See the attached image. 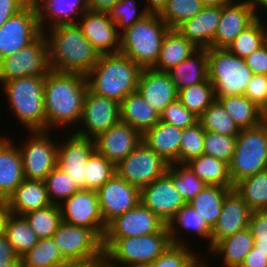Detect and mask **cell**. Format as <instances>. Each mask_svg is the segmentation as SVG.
<instances>
[{
    "label": "cell",
    "instance_id": "cell-25",
    "mask_svg": "<svg viewBox=\"0 0 267 267\" xmlns=\"http://www.w3.org/2000/svg\"><path fill=\"white\" fill-rule=\"evenodd\" d=\"M221 18V6L204 7L176 30L197 49H209Z\"/></svg>",
    "mask_w": 267,
    "mask_h": 267
},
{
    "label": "cell",
    "instance_id": "cell-56",
    "mask_svg": "<svg viewBox=\"0 0 267 267\" xmlns=\"http://www.w3.org/2000/svg\"><path fill=\"white\" fill-rule=\"evenodd\" d=\"M244 60L254 74L267 75V52L262 46Z\"/></svg>",
    "mask_w": 267,
    "mask_h": 267
},
{
    "label": "cell",
    "instance_id": "cell-9",
    "mask_svg": "<svg viewBox=\"0 0 267 267\" xmlns=\"http://www.w3.org/2000/svg\"><path fill=\"white\" fill-rule=\"evenodd\" d=\"M52 238L69 264L89 263L104 256L103 240L93 230L62 221Z\"/></svg>",
    "mask_w": 267,
    "mask_h": 267
},
{
    "label": "cell",
    "instance_id": "cell-39",
    "mask_svg": "<svg viewBox=\"0 0 267 267\" xmlns=\"http://www.w3.org/2000/svg\"><path fill=\"white\" fill-rule=\"evenodd\" d=\"M234 189L252 212L267 210V169L240 180Z\"/></svg>",
    "mask_w": 267,
    "mask_h": 267
},
{
    "label": "cell",
    "instance_id": "cell-69",
    "mask_svg": "<svg viewBox=\"0 0 267 267\" xmlns=\"http://www.w3.org/2000/svg\"><path fill=\"white\" fill-rule=\"evenodd\" d=\"M207 262H203L200 261V259L192 266V267H210V265H208V263L206 264Z\"/></svg>",
    "mask_w": 267,
    "mask_h": 267
},
{
    "label": "cell",
    "instance_id": "cell-57",
    "mask_svg": "<svg viewBox=\"0 0 267 267\" xmlns=\"http://www.w3.org/2000/svg\"><path fill=\"white\" fill-rule=\"evenodd\" d=\"M240 267H267V251L253 247Z\"/></svg>",
    "mask_w": 267,
    "mask_h": 267
},
{
    "label": "cell",
    "instance_id": "cell-27",
    "mask_svg": "<svg viewBox=\"0 0 267 267\" xmlns=\"http://www.w3.org/2000/svg\"><path fill=\"white\" fill-rule=\"evenodd\" d=\"M183 129L159 121L142 135V141L167 163L179 164V152Z\"/></svg>",
    "mask_w": 267,
    "mask_h": 267
},
{
    "label": "cell",
    "instance_id": "cell-52",
    "mask_svg": "<svg viewBox=\"0 0 267 267\" xmlns=\"http://www.w3.org/2000/svg\"><path fill=\"white\" fill-rule=\"evenodd\" d=\"M236 137L205 131L204 153L226 163H230L235 150Z\"/></svg>",
    "mask_w": 267,
    "mask_h": 267
},
{
    "label": "cell",
    "instance_id": "cell-54",
    "mask_svg": "<svg viewBox=\"0 0 267 267\" xmlns=\"http://www.w3.org/2000/svg\"><path fill=\"white\" fill-rule=\"evenodd\" d=\"M248 228L254 238V247L267 251V210L252 212Z\"/></svg>",
    "mask_w": 267,
    "mask_h": 267
},
{
    "label": "cell",
    "instance_id": "cell-15",
    "mask_svg": "<svg viewBox=\"0 0 267 267\" xmlns=\"http://www.w3.org/2000/svg\"><path fill=\"white\" fill-rule=\"evenodd\" d=\"M59 206L63 222L93 230L103 240L107 225L101 215L97 191L81 189Z\"/></svg>",
    "mask_w": 267,
    "mask_h": 267
},
{
    "label": "cell",
    "instance_id": "cell-30",
    "mask_svg": "<svg viewBox=\"0 0 267 267\" xmlns=\"http://www.w3.org/2000/svg\"><path fill=\"white\" fill-rule=\"evenodd\" d=\"M160 121V114L152 108L138 91L130 93L120 102V122L129 124L141 135Z\"/></svg>",
    "mask_w": 267,
    "mask_h": 267
},
{
    "label": "cell",
    "instance_id": "cell-31",
    "mask_svg": "<svg viewBox=\"0 0 267 267\" xmlns=\"http://www.w3.org/2000/svg\"><path fill=\"white\" fill-rule=\"evenodd\" d=\"M178 91L209 79L207 49H197L182 63L167 71Z\"/></svg>",
    "mask_w": 267,
    "mask_h": 267
},
{
    "label": "cell",
    "instance_id": "cell-21",
    "mask_svg": "<svg viewBox=\"0 0 267 267\" xmlns=\"http://www.w3.org/2000/svg\"><path fill=\"white\" fill-rule=\"evenodd\" d=\"M95 151L117 166L142 141V135L129 124L119 122L97 135Z\"/></svg>",
    "mask_w": 267,
    "mask_h": 267
},
{
    "label": "cell",
    "instance_id": "cell-34",
    "mask_svg": "<svg viewBox=\"0 0 267 267\" xmlns=\"http://www.w3.org/2000/svg\"><path fill=\"white\" fill-rule=\"evenodd\" d=\"M197 48L176 29H170L165 35L156 64L158 71H169L191 56Z\"/></svg>",
    "mask_w": 267,
    "mask_h": 267
},
{
    "label": "cell",
    "instance_id": "cell-11",
    "mask_svg": "<svg viewBox=\"0 0 267 267\" xmlns=\"http://www.w3.org/2000/svg\"><path fill=\"white\" fill-rule=\"evenodd\" d=\"M167 163L143 141L116 166V173L140 190L166 174Z\"/></svg>",
    "mask_w": 267,
    "mask_h": 267
},
{
    "label": "cell",
    "instance_id": "cell-20",
    "mask_svg": "<svg viewBox=\"0 0 267 267\" xmlns=\"http://www.w3.org/2000/svg\"><path fill=\"white\" fill-rule=\"evenodd\" d=\"M140 202L166 224L186 204L167 174L140 190Z\"/></svg>",
    "mask_w": 267,
    "mask_h": 267
},
{
    "label": "cell",
    "instance_id": "cell-8",
    "mask_svg": "<svg viewBox=\"0 0 267 267\" xmlns=\"http://www.w3.org/2000/svg\"><path fill=\"white\" fill-rule=\"evenodd\" d=\"M209 80L214 87L215 97L244 95L254 73L245 60L226 48L207 49Z\"/></svg>",
    "mask_w": 267,
    "mask_h": 267
},
{
    "label": "cell",
    "instance_id": "cell-50",
    "mask_svg": "<svg viewBox=\"0 0 267 267\" xmlns=\"http://www.w3.org/2000/svg\"><path fill=\"white\" fill-rule=\"evenodd\" d=\"M136 3V0H120L108 11L120 34L148 15L145 8L138 13Z\"/></svg>",
    "mask_w": 267,
    "mask_h": 267
},
{
    "label": "cell",
    "instance_id": "cell-60",
    "mask_svg": "<svg viewBox=\"0 0 267 267\" xmlns=\"http://www.w3.org/2000/svg\"><path fill=\"white\" fill-rule=\"evenodd\" d=\"M88 9L108 12L120 0H86Z\"/></svg>",
    "mask_w": 267,
    "mask_h": 267
},
{
    "label": "cell",
    "instance_id": "cell-19",
    "mask_svg": "<svg viewBox=\"0 0 267 267\" xmlns=\"http://www.w3.org/2000/svg\"><path fill=\"white\" fill-rule=\"evenodd\" d=\"M79 19L83 35L100 55L119 53L121 35L109 12L88 9Z\"/></svg>",
    "mask_w": 267,
    "mask_h": 267
},
{
    "label": "cell",
    "instance_id": "cell-63",
    "mask_svg": "<svg viewBox=\"0 0 267 267\" xmlns=\"http://www.w3.org/2000/svg\"><path fill=\"white\" fill-rule=\"evenodd\" d=\"M64 267H105V257L103 256L101 259L89 263L69 264Z\"/></svg>",
    "mask_w": 267,
    "mask_h": 267
},
{
    "label": "cell",
    "instance_id": "cell-53",
    "mask_svg": "<svg viewBox=\"0 0 267 267\" xmlns=\"http://www.w3.org/2000/svg\"><path fill=\"white\" fill-rule=\"evenodd\" d=\"M160 121L185 129L195 125L198 117L190 112L179 99H176L160 114Z\"/></svg>",
    "mask_w": 267,
    "mask_h": 267
},
{
    "label": "cell",
    "instance_id": "cell-47",
    "mask_svg": "<svg viewBox=\"0 0 267 267\" xmlns=\"http://www.w3.org/2000/svg\"><path fill=\"white\" fill-rule=\"evenodd\" d=\"M203 8L204 5L200 0H168L167 6L160 17L170 29H176Z\"/></svg>",
    "mask_w": 267,
    "mask_h": 267
},
{
    "label": "cell",
    "instance_id": "cell-71",
    "mask_svg": "<svg viewBox=\"0 0 267 267\" xmlns=\"http://www.w3.org/2000/svg\"><path fill=\"white\" fill-rule=\"evenodd\" d=\"M105 267H118V266H115V265L109 263V262L107 261V259L105 258Z\"/></svg>",
    "mask_w": 267,
    "mask_h": 267
},
{
    "label": "cell",
    "instance_id": "cell-24",
    "mask_svg": "<svg viewBox=\"0 0 267 267\" xmlns=\"http://www.w3.org/2000/svg\"><path fill=\"white\" fill-rule=\"evenodd\" d=\"M251 214L246 202L232 189L226 195L218 221L211 230V248L220 240L247 228Z\"/></svg>",
    "mask_w": 267,
    "mask_h": 267
},
{
    "label": "cell",
    "instance_id": "cell-26",
    "mask_svg": "<svg viewBox=\"0 0 267 267\" xmlns=\"http://www.w3.org/2000/svg\"><path fill=\"white\" fill-rule=\"evenodd\" d=\"M32 2L36 7L42 32L47 30L45 29L47 23H44L46 21L50 23L48 28L59 24L77 23L76 15H83L88 10L86 0H32Z\"/></svg>",
    "mask_w": 267,
    "mask_h": 267
},
{
    "label": "cell",
    "instance_id": "cell-43",
    "mask_svg": "<svg viewBox=\"0 0 267 267\" xmlns=\"http://www.w3.org/2000/svg\"><path fill=\"white\" fill-rule=\"evenodd\" d=\"M178 99L198 118L216 99L214 87L209 79L179 90Z\"/></svg>",
    "mask_w": 267,
    "mask_h": 267
},
{
    "label": "cell",
    "instance_id": "cell-14",
    "mask_svg": "<svg viewBox=\"0 0 267 267\" xmlns=\"http://www.w3.org/2000/svg\"><path fill=\"white\" fill-rule=\"evenodd\" d=\"M41 33L37 10L31 1L0 28V59L19 52Z\"/></svg>",
    "mask_w": 267,
    "mask_h": 267
},
{
    "label": "cell",
    "instance_id": "cell-72",
    "mask_svg": "<svg viewBox=\"0 0 267 267\" xmlns=\"http://www.w3.org/2000/svg\"><path fill=\"white\" fill-rule=\"evenodd\" d=\"M131 267H151V266L144 264V265H134V266H131Z\"/></svg>",
    "mask_w": 267,
    "mask_h": 267
},
{
    "label": "cell",
    "instance_id": "cell-6",
    "mask_svg": "<svg viewBox=\"0 0 267 267\" xmlns=\"http://www.w3.org/2000/svg\"><path fill=\"white\" fill-rule=\"evenodd\" d=\"M228 165L233 185L267 169V121L240 130Z\"/></svg>",
    "mask_w": 267,
    "mask_h": 267
},
{
    "label": "cell",
    "instance_id": "cell-12",
    "mask_svg": "<svg viewBox=\"0 0 267 267\" xmlns=\"http://www.w3.org/2000/svg\"><path fill=\"white\" fill-rule=\"evenodd\" d=\"M48 131H30L31 137L20 149L24 178L44 181L57 166L58 144L50 139Z\"/></svg>",
    "mask_w": 267,
    "mask_h": 267
},
{
    "label": "cell",
    "instance_id": "cell-33",
    "mask_svg": "<svg viewBox=\"0 0 267 267\" xmlns=\"http://www.w3.org/2000/svg\"><path fill=\"white\" fill-rule=\"evenodd\" d=\"M169 236L174 245H185L183 240L179 238L178 229L182 228L183 232L197 234L206 240L209 239L208 251L211 249V228L206 224L205 220L199 213L188 203L178 210L175 216L167 223Z\"/></svg>",
    "mask_w": 267,
    "mask_h": 267
},
{
    "label": "cell",
    "instance_id": "cell-1",
    "mask_svg": "<svg viewBox=\"0 0 267 267\" xmlns=\"http://www.w3.org/2000/svg\"><path fill=\"white\" fill-rule=\"evenodd\" d=\"M87 90L85 75L51 70L44 85L46 131L79 123Z\"/></svg>",
    "mask_w": 267,
    "mask_h": 267
},
{
    "label": "cell",
    "instance_id": "cell-10",
    "mask_svg": "<svg viewBox=\"0 0 267 267\" xmlns=\"http://www.w3.org/2000/svg\"><path fill=\"white\" fill-rule=\"evenodd\" d=\"M50 71L45 32L19 52L0 59V83L2 84L27 76L46 77Z\"/></svg>",
    "mask_w": 267,
    "mask_h": 267
},
{
    "label": "cell",
    "instance_id": "cell-55",
    "mask_svg": "<svg viewBox=\"0 0 267 267\" xmlns=\"http://www.w3.org/2000/svg\"><path fill=\"white\" fill-rule=\"evenodd\" d=\"M244 95L262 110L267 104V75L254 74Z\"/></svg>",
    "mask_w": 267,
    "mask_h": 267
},
{
    "label": "cell",
    "instance_id": "cell-44",
    "mask_svg": "<svg viewBox=\"0 0 267 267\" xmlns=\"http://www.w3.org/2000/svg\"><path fill=\"white\" fill-rule=\"evenodd\" d=\"M166 174L172 179L174 186L186 203H189L207 185L186 164H170Z\"/></svg>",
    "mask_w": 267,
    "mask_h": 267
},
{
    "label": "cell",
    "instance_id": "cell-70",
    "mask_svg": "<svg viewBox=\"0 0 267 267\" xmlns=\"http://www.w3.org/2000/svg\"><path fill=\"white\" fill-rule=\"evenodd\" d=\"M262 112V116H263V120L267 121V104L266 106L261 110Z\"/></svg>",
    "mask_w": 267,
    "mask_h": 267
},
{
    "label": "cell",
    "instance_id": "cell-13",
    "mask_svg": "<svg viewBox=\"0 0 267 267\" xmlns=\"http://www.w3.org/2000/svg\"><path fill=\"white\" fill-rule=\"evenodd\" d=\"M167 224L141 202L108 225L103 238L105 251L116 239L141 237L160 232Z\"/></svg>",
    "mask_w": 267,
    "mask_h": 267
},
{
    "label": "cell",
    "instance_id": "cell-16",
    "mask_svg": "<svg viewBox=\"0 0 267 267\" xmlns=\"http://www.w3.org/2000/svg\"><path fill=\"white\" fill-rule=\"evenodd\" d=\"M80 122L82 128L75 130V134L94 139L100 133L120 122V103L86 91Z\"/></svg>",
    "mask_w": 267,
    "mask_h": 267
},
{
    "label": "cell",
    "instance_id": "cell-41",
    "mask_svg": "<svg viewBox=\"0 0 267 267\" xmlns=\"http://www.w3.org/2000/svg\"><path fill=\"white\" fill-rule=\"evenodd\" d=\"M205 131L215 132L229 137H237L240 129L225 111L221 103L215 99L198 118Z\"/></svg>",
    "mask_w": 267,
    "mask_h": 267
},
{
    "label": "cell",
    "instance_id": "cell-23",
    "mask_svg": "<svg viewBox=\"0 0 267 267\" xmlns=\"http://www.w3.org/2000/svg\"><path fill=\"white\" fill-rule=\"evenodd\" d=\"M137 91L159 114L168 104L178 99L179 93L168 72L153 68H142Z\"/></svg>",
    "mask_w": 267,
    "mask_h": 267
},
{
    "label": "cell",
    "instance_id": "cell-38",
    "mask_svg": "<svg viewBox=\"0 0 267 267\" xmlns=\"http://www.w3.org/2000/svg\"><path fill=\"white\" fill-rule=\"evenodd\" d=\"M4 234L19 258L31 250L39 240L23 216L11 213L6 219Z\"/></svg>",
    "mask_w": 267,
    "mask_h": 267
},
{
    "label": "cell",
    "instance_id": "cell-18",
    "mask_svg": "<svg viewBox=\"0 0 267 267\" xmlns=\"http://www.w3.org/2000/svg\"><path fill=\"white\" fill-rule=\"evenodd\" d=\"M63 144H58L57 167L75 181L80 190L86 189L85 165L95 152L94 140L73 133Z\"/></svg>",
    "mask_w": 267,
    "mask_h": 267
},
{
    "label": "cell",
    "instance_id": "cell-67",
    "mask_svg": "<svg viewBox=\"0 0 267 267\" xmlns=\"http://www.w3.org/2000/svg\"><path fill=\"white\" fill-rule=\"evenodd\" d=\"M262 47L267 52V28L266 26L262 32Z\"/></svg>",
    "mask_w": 267,
    "mask_h": 267
},
{
    "label": "cell",
    "instance_id": "cell-22",
    "mask_svg": "<svg viewBox=\"0 0 267 267\" xmlns=\"http://www.w3.org/2000/svg\"><path fill=\"white\" fill-rule=\"evenodd\" d=\"M256 20L249 0L221 6V18L211 48H228L235 38Z\"/></svg>",
    "mask_w": 267,
    "mask_h": 267
},
{
    "label": "cell",
    "instance_id": "cell-42",
    "mask_svg": "<svg viewBox=\"0 0 267 267\" xmlns=\"http://www.w3.org/2000/svg\"><path fill=\"white\" fill-rule=\"evenodd\" d=\"M39 239L51 238L62 222L60 206L50 204L23 215Z\"/></svg>",
    "mask_w": 267,
    "mask_h": 267
},
{
    "label": "cell",
    "instance_id": "cell-46",
    "mask_svg": "<svg viewBox=\"0 0 267 267\" xmlns=\"http://www.w3.org/2000/svg\"><path fill=\"white\" fill-rule=\"evenodd\" d=\"M44 182L51 204L58 206L80 190L75 181L57 166L48 174Z\"/></svg>",
    "mask_w": 267,
    "mask_h": 267
},
{
    "label": "cell",
    "instance_id": "cell-49",
    "mask_svg": "<svg viewBox=\"0 0 267 267\" xmlns=\"http://www.w3.org/2000/svg\"><path fill=\"white\" fill-rule=\"evenodd\" d=\"M204 139L205 130L199 122L191 127L183 129L179 164H185L189 160L202 155L204 153Z\"/></svg>",
    "mask_w": 267,
    "mask_h": 267
},
{
    "label": "cell",
    "instance_id": "cell-17",
    "mask_svg": "<svg viewBox=\"0 0 267 267\" xmlns=\"http://www.w3.org/2000/svg\"><path fill=\"white\" fill-rule=\"evenodd\" d=\"M97 193L101 215L106 225L140 203V189L129 184L117 173Z\"/></svg>",
    "mask_w": 267,
    "mask_h": 267
},
{
    "label": "cell",
    "instance_id": "cell-37",
    "mask_svg": "<svg viewBox=\"0 0 267 267\" xmlns=\"http://www.w3.org/2000/svg\"><path fill=\"white\" fill-rule=\"evenodd\" d=\"M232 189L217 185H206L188 204L191 205L212 229L218 221L226 195Z\"/></svg>",
    "mask_w": 267,
    "mask_h": 267
},
{
    "label": "cell",
    "instance_id": "cell-7",
    "mask_svg": "<svg viewBox=\"0 0 267 267\" xmlns=\"http://www.w3.org/2000/svg\"><path fill=\"white\" fill-rule=\"evenodd\" d=\"M171 245L172 242L166 225L158 233L116 239L104 251V257L109 263L118 267L150 265Z\"/></svg>",
    "mask_w": 267,
    "mask_h": 267
},
{
    "label": "cell",
    "instance_id": "cell-35",
    "mask_svg": "<svg viewBox=\"0 0 267 267\" xmlns=\"http://www.w3.org/2000/svg\"><path fill=\"white\" fill-rule=\"evenodd\" d=\"M189 169L207 185H217L234 189L229 174L228 163L205 154L185 163Z\"/></svg>",
    "mask_w": 267,
    "mask_h": 267
},
{
    "label": "cell",
    "instance_id": "cell-51",
    "mask_svg": "<svg viewBox=\"0 0 267 267\" xmlns=\"http://www.w3.org/2000/svg\"><path fill=\"white\" fill-rule=\"evenodd\" d=\"M186 245L172 244L163 254H161L151 267H192L201 259L194 251L189 250Z\"/></svg>",
    "mask_w": 267,
    "mask_h": 267
},
{
    "label": "cell",
    "instance_id": "cell-28",
    "mask_svg": "<svg viewBox=\"0 0 267 267\" xmlns=\"http://www.w3.org/2000/svg\"><path fill=\"white\" fill-rule=\"evenodd\" d=\"M13 143L0 137V194L7 200L25 180L20 149Z\"/></svg>",
    "mask_w": 267,
    "mask_h": 267
},
{
    "label": "cell",
    "instance_id": "cell-48",
    "mask_svg": "<svg viewBox=\"0 0 267 267\" xmlns=\"http://www.w3.org/2000/svg\"><path fill=\"white\" fill-rule=\"evenodd\" d=\"M86 168V189L98 191L115 173L116 166L96 151L89 157Z\"/></svg>",
    "mask_w": 267,
    "mask_h": 267
},
{
    "label": "cell",
    "instance_id": "cell-36",
    "mask_svg": "<svg viewBox=\"0 0 267 267\" xmlns=\"http://www.w3.org/2000/svg\"><path fill=\"white\" fill-rule=\"evenodd\" d=\"M215 98L221 103L240 130L255 127L264 121L261 109L245 95Z\"/></svg>",
    "mask_w": 267,
    "mask_h": 267
},
{
    "label": "cell",
    "instance_id": "cell-58",
    "mask_svg": "<svg viewBox=\"0 0 267 267\" xmlns=\"http://www.w3.org/2000/svg\"><path fill=\"white\" fill-rule=\"evenodd\" d=\"M6 262H21V258L15 254L6 235L2 233L0 234V264Z\"/></svg>",
    "mask_w": 267,
    "mask_h": 267
},
{
    "label": "cell",
    "instance_id": "cell-3",
    "mask_svg": "<svg viewBox=\"0 0 267 267\" xmlns=\"http://www.w3.org/2000/svg\"><path fill=\"white\" fill-rule=\"evenodd\" d=\"M142 68L122 53L103 54L86 75L88 88L95 94L120 103L137 91Z\"/></svg>",
    "mask_w": 267,
    "mask_h": 267
},
{
    "label": "cell",
    "instance_id": "cell-2",
    "mask_svg": "<svg viewBox=\"0 0 267 267\" xmlns=\"http://www.w3.org/2000/svg\"><path fill=\"white\" fill-rule=\"evenodd\" d=\"M47 31H50L45 36L52 71L86 76L98 62L101 55L83 35L78 23L59 24Z\"/></svg>",
    "mask_w": 267,
    "mask_h": 267
},
{
    "label": "cell",
    "instance_id": "cell-73",
    "mask_svg": "<svg viewBox=\"0 0 267 267\" xmlns=\"http://www.w3.org/2000/svg\"><path fill=\"white\" fill-rule=\"evenodd\" d=\"M2 199H5V198L0 194V200H2Z\"/></svg>",
    "mask_w": 267,
    "mask_h": 267
},
{
    "label": "cell",
    "instance_id": "cell-68",
    "mask_svg": "<svg viewBox=\"0 0 267 267\" xmlns=\"http://www.w3.org/2000/svg\"><path fill=\"white\" fill-rule=\"evenodd\" d=\"M0 267H21V262H6L0 264Z\"/></svg>",
    "mask_w": 267,
    "mask_h": 267
},
{
    "label": "cell",
    "instance_id": "cell-5",
    "mask_svg": "<svg viewBox=\"0 0 267 267\" xmlns=\"http://www.w3.org/2000/svg\"><path fill=\"white\" fill-rule=\"evenodd\" d=\"M45 77L27 76L4 82L11 111L29 131H45Z\"/></svg>",
    "mask_w": 267,
    "mask_h": 267
},
{
    "label": "cell",
    "instance_id": "cell-61",
    "mask_svg": "<svg viewBox=\"0 0 267 267\" xmlns=\"http://www.w3.org/2000/svg\"><path fill=\"white\" fill-rule=\"evenodd\" d=\"M144 6L147 14L161 15L165 10L168 0H147Z\"/></svg>",
    "mask_w": 267,
    "mask_h": 267
},
{
    "label": "cell",
    "instance_id": "cell-65",
    "mask_svg": "<svg viewBox=\"0 0 267 267\" xmlns=\"http://www.w3.org/2000/svg\"><path fill=\"white\" fill-rule=\"evenodd\" d=\"M204 7H210V6H224L225 4H228L232 2L233 0H200Z\"/></svg>",
    "mask_w": 267,
    "mask_h": 267
},
{
    "label": "cell",
    "instance_id": "cell-4",
    "mask_svg": "<svg viewBox=\"0 0 267 267\" xmlns=\"http://www.w3.org/2000/svg\"><path fill=\"white\" fill-rule=\"evenodd\" d=\"M169 30L160 15L148 14L120 34L119 52L141 68H152L158 60L163 39Z\"/></svg>",
    "mask_w": 267,
    "mask_h": 267
},
{
    "label": "cell",
    "instance_id": "cell-32",
    "mask_svg": "<svg viewBox=\"0 0 267 267\" xmlns=\"http://www.w3.org/2000/svg\"><path fill=\"white\" fill-rule=\"evenodd\" d=\"M253 247L254 238L247 227L217 242L209 253L223 256V267H240Z\"/></svg>",
    "mask_w": 267,
    "mask_h": 267
},
{
    "label": "cell",
    "instance_id": "cell-59",
    "mask_svg": "<svg viewBox=\"0 0 267 267\" xmlns=\"http://www.w3.org/2000/svg\"><path fill=\"white\" fill-rule=\"evenodd\" d=\"M32 0H0V11H22Z\"/></svg>",
    "mask_w": 267,
    "mask_h": 267
},
{
    "label": "cell",
    "instance_id": "cell-62",
    "mask_svg": "<svg viewBox=\"0 0 267 267\" xmlns=\"http://www.w3.org/2000/svg\"><path fill=\"white\" fill-rule=\"evenodd\" d=\"M10 214L9 203L7 199L0 200V234L4 233L5 223Z\"/></svg>",
    "mask_w": 267,
    "mask_h": 267
},
{
    "label": "cell",
    "instance_id": "cell-40",
    "mask_svg": "<svg viewBox=\"0 0 267 267\" xmlns=\"http://www.w3.org/2000/svg\"><path fill=\"white\" fill-rule=\"evenodd\" d=\"M64 259L53 238L39 239L37 244L21 257V267H64Z\"/></svg>",
    "mask_w": 267,
    "mask_h": 267
},
{
    "label": "cell",
    "instance_id": "cell-45",
    "mask_svg": "<svg viewBox=\"0 0 267 267\" xmlns=\"http://www.w3.org/2000/svg\"><path fill=\"white\" fill-rule=\"evenodd\" d=\"M262 23V19H256L226 49L242 59L248 57L262 46V32L265 29Z\"/></svg>",
    "mask_w": 267,
    "mask_h": 267
},
{
    "label": "cell",
    "instance_id": "cell-29",
    "mask_svg": "<svg viewBox=\"0 0 267 267\" xmlns=\"http://www.w3.org/2000/svg\"><path fill=\"white\" fill-rule=\"evenodd\" d=\"M11 214L23 216L51 204L46 184L42 180L25 179L8 198Z\"/></svg>",
    "mask_w": 267,
    "mask_h": 267
},
{
    "label": "cell",
    "instance_id": "cell-64",
    "mask_svg": "<svg viewBox=\"0 0 267 267\" xmlns=\"http://www.w3.org/2000/svg\"><path fill=\"white\" fill-rule=\"evenodd\" d=\"M249 2H250V5L252 6V8L254 10V14L256 16V19H261L259 17L260 14L258 13L257 10H259L258 8L264 7L267 11V0H249Z\"/></svg>",
    "mask_w": 267,
    "mask_h": 267
},
{
    "label": "cell",
    "instance_id": "cell-66",
    "mask_svg": "<svg viewBox=\"0 0 267 267\" xmlns=\"http://www.w3.org/2000/svg\"><path fill=\"white\" fill-rule=\"evenodd\" d=\"M20 11H0V28L3 26V24L6 22V20L19 13Z\"/></svg>",
    "mask_w": 267,
    "mask_h": 267
}]
</instances>
